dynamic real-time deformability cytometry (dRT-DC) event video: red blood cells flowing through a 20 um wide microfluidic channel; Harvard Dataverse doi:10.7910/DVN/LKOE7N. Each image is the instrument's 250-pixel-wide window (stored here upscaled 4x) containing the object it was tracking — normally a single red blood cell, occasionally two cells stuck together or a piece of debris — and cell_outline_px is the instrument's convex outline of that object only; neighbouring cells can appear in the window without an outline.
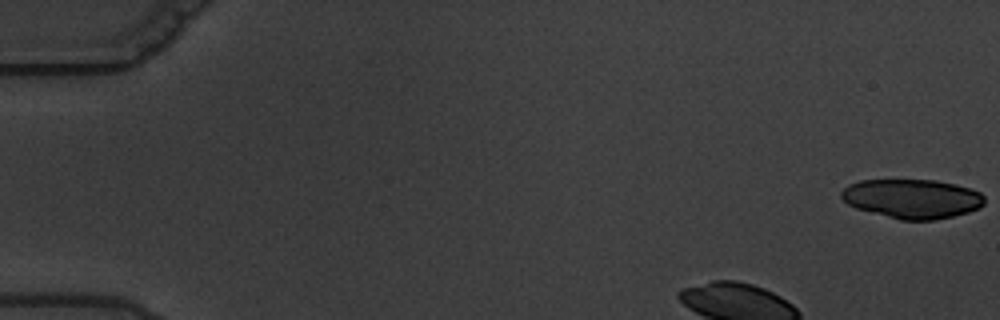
{"species": "common noctule bat (a hibernating species)", "species_latin": "Nyctalus noctula", "temperature_condition": "warm", "stored_images_in_passage": 5, "camera_frame_rate_fps": 3000, "um_per_image_px": 0.085, "animal": {"sex": "male", "body_mass_g": 19.5, "forearm_length_mm": 54.6}, "frame": {"image": 1, "passage_image": 1, "time_ms": 0.0, "image_size_px": [1000, 320], "cell_outline_px": [[984, 204], [980, 208], [968, 212], [936, 220], [900, 220], [856, 208], [848, 204], [840, 196], [840, 192], [848, 184], [860, 180], [936, 180], [956, 184], [980, 192], [984, 196]], "centroid_in_image_um": [77.53, 16.89], "position_along_channel_um": 7.5, "area_um2": 32.83}}